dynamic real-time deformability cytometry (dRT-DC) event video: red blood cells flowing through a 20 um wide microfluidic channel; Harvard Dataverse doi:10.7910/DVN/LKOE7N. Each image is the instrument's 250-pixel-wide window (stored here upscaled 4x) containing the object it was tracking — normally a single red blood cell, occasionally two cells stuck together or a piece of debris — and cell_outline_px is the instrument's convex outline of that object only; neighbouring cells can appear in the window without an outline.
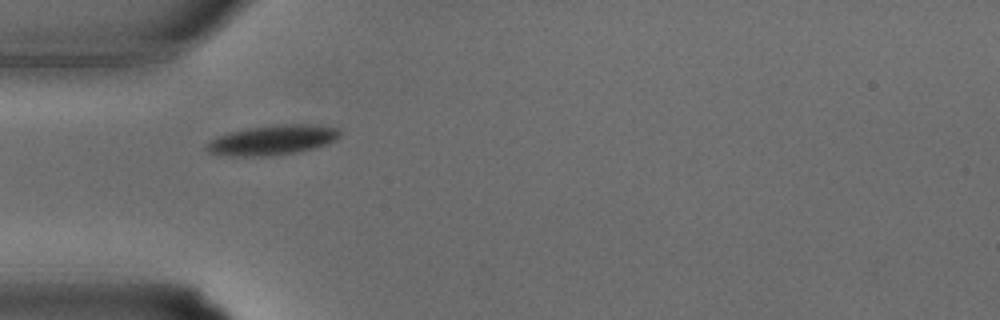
{"species": "common noctule bat (a hibernating species)", "species_latin": "Nyctalus noctula", "temperature_condition": "warm", "stored_images_in_passage": 25, "camera_frame_rate_fps": 3000, "um_per_image_px": 0.085, "animal": {"sex": "male", "body_mass_g": 15.6}, "frame": {"image": 1, "passage_image": 1, "time_ms": 0.0, "image_size_px": [1000, 320], "cell_outline_px": [[340, 136], [336, 140], [328, 144], [312, 148], [292, 152], [268, 156], [232, 156], [208, 152], [204, 148], [204, 144], [228, 132], [248, 128], [284, 124], [308, 124], [336, 128], [340, 132]], "centroid_in_image_um": [23.13, 11.9], "position_along_channel_um": 61.9, "area_um2": 22.83}}
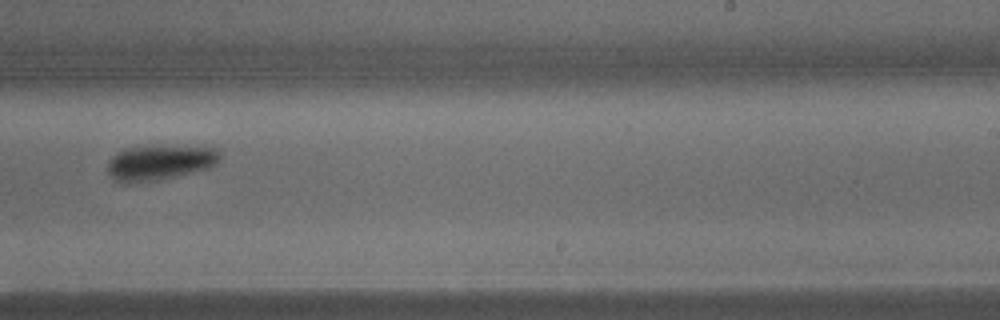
{"frame": {"image": 2, "passage_image": 12, "time_ms": 3.667, "image_size_px": [1000, 320], "cell_outline_px": [[220, 160], [216, 164], [208, 168], [148, 184], [124, 184], [116, 180], [108, 172], [108, 160], [116, 152], [124, 148], [212, 148], [220, 152]], "centroid_in_image_um": [13.51, 13.9], "position_along_channel_um": 275.5, "area_um2": 22.72}}
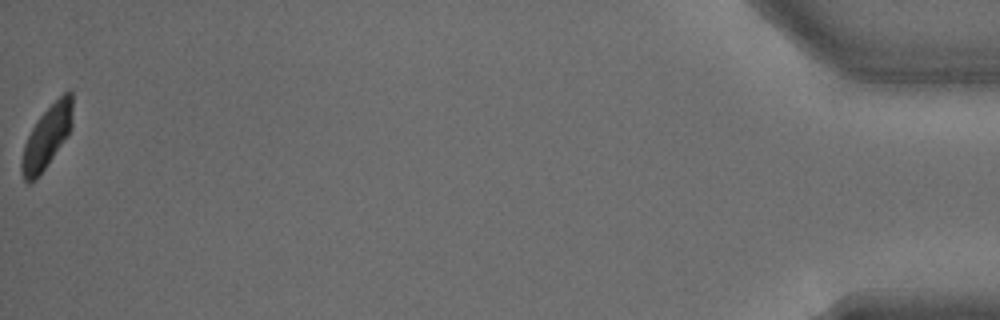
{"frame": {"image": 3, "passage_image": 25, "time_ms": 8.0, "image_size_px": [1000, 320], "cell_outline_px": [[72, 128], [68, 136], [36, 180], [28, 184], [24, 180], [20, 172], [20, 160], [24, 144], [36, 120], [64, 92], [72, 92]], "centroid_in_image_um": [3.96, 11.69], "position_along_channel_um": 431.2, "area_um2": 18.61}}